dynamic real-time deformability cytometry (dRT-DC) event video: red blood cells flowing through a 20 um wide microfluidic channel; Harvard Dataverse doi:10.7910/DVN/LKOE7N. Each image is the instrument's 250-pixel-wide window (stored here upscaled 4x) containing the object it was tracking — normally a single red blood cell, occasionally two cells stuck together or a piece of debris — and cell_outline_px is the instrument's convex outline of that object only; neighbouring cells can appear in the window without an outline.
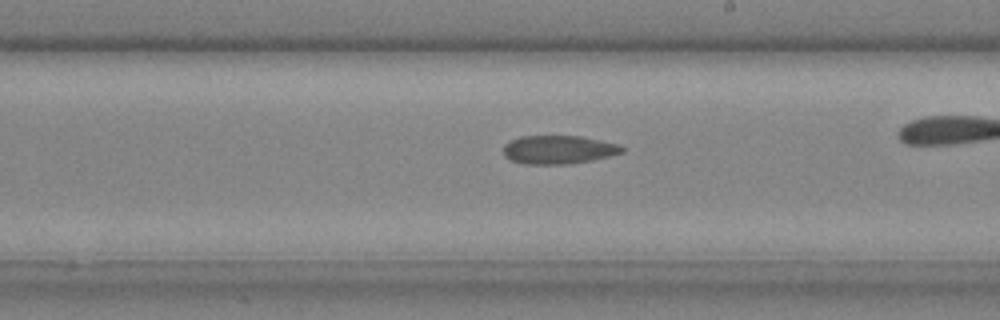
{"species": "common noctule bat (a hibernating species)", "species_latin": "Nyctalus noctula", "temperature_condition": "cold", "stored_images_in_passage": 28, "camera_frame_rate_fps": 3000, "um_per_image_px": 0.085, "animal": {"sex": "male", "body_mass_g": 20.4}, "frame": {"image": 1, "passage_image": 20, "time_ms": 6.333, "image_size_px": [1000, 320], "cell_outline_px": [[624, 152], [592, 160], [568, 164], [524, 164], [512, 160], [504, 156], [504, 144], [520, 136], [580, 136], [600, 140], [616, 144], [624, 148]], "centroid_in_image_um": [47.45, 12.72], "position_along_channel_um": 241.5, "area_um2": 19.54}}